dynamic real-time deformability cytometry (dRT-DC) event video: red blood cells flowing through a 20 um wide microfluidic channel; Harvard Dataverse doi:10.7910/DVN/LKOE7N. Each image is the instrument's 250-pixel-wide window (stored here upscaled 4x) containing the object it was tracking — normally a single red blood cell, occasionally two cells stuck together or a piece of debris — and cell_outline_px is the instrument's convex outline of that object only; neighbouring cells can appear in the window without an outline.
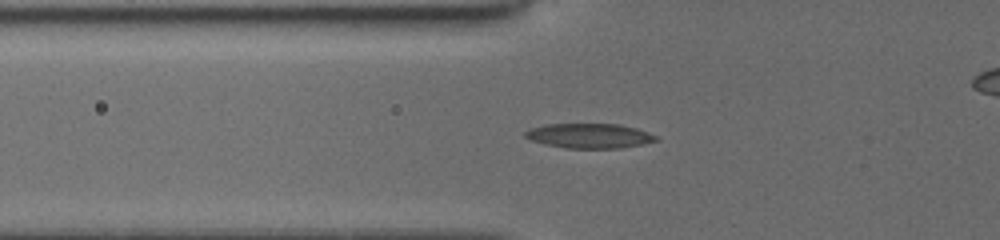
{"species": "common noctule bat (a hibernating species)", "species_latin": "Nyctalus noctula", "temperature_condition": "cold", "stored_images_in_passage": 18, "camera_frame_rate_fps": 3000, "um_per_image_px": 0.085, "animal": {"sex": "female", "body_mass_g": 19.5, "forearm_length_mm": 54.1}, "frame": {"image": 1, "passage_image": 2, "time_ms": 0.333, "image_size_px": [1000, 240], "cell_outline_px": [[660, 140], [620, 148], [564, 148], [544, 144], [532, 140], [524, 136], [524, 132], [532, 128], [548, 124], [620, 124], [636, 128], [648, 132], [656, 136]], "centroid_in_image_um": [50.1, 11.54], "position_along_channel_um": 75.7, "area_um2": 18.73}}
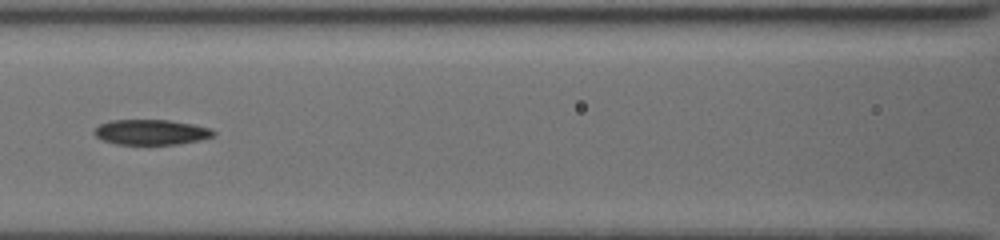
{"frame": {"image": 2, "passage_image": 11, "time_ms": 2.333, "image_size_px": [1000, 240], "cell_outline_px": [[216, 132], [212, 136], [200, 140], [176, 144], [148, 148], [116, 144], [104, 140], [96, 136], [92, 132], [100, 124], [112, 120], [168, 120], [192, 124], [208, 128]], "centroid_in_image_um": [12.8, 11.28], "position_along_channel_um": 153.8, "area_um2": 18.15}}
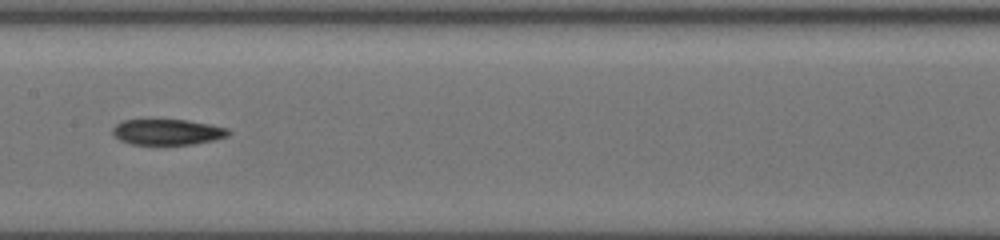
{"frame": {"image": 3, "passage_image": 16, "time_ms": 3.333, "image_size_px": [1000, 240], "cell_outline_px": [[232, 132], [228, 136], [216, 140], [192, 144], [156, 148], [132, 144], [120, 140], [112, 132], [112, 128], [116, 124], [124, 120], [184, 120], [208, 124], [228, 128]], "centroid_in_image_um": [14.23, 11.28], "position_along_channel_um": 193.2, "area_um2": 18.09}}